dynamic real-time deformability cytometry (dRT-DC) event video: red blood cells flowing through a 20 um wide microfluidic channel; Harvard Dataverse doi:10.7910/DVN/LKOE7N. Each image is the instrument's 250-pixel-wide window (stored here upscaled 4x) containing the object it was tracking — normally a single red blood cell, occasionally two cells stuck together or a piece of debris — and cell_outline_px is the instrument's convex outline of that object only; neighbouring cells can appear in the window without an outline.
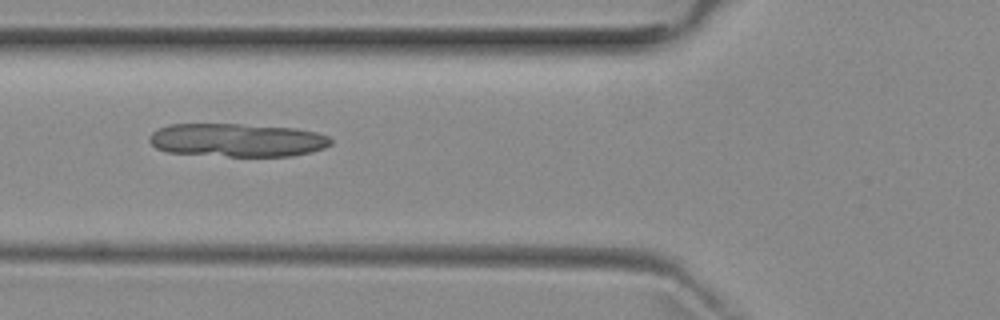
{"species": "common noctule bat (a hibernating species)", "species_latin": "Nyctalus noctula", "temperature_condition": "room temperature", "stored_images_in_passage": 6, "camera_frame_rate_fps": 3000, "um_per_image_px": 0.085, "animal": {"sex": "female", "body_mass_g": 29.2, "forearm_length_mm": 56.3}, "frame": {"image": 1, "passage_image": 5, "time_ms": 4.667, "image_size_px": [1000, 320], "cell_outline_px": [[332, 144], [324, 148], [312, 152], [292, 156], [228, 156], [168, 152], [156, 148], [148, 140], [152, 132], [168, 124], [240, 124], [296, 128], [316, 132], [328, 136], [332, 140]], "centroid_in_image_um": [20.18, 11.91], "position_along_channel_um": 105.6, "area_um2": 35.32}}
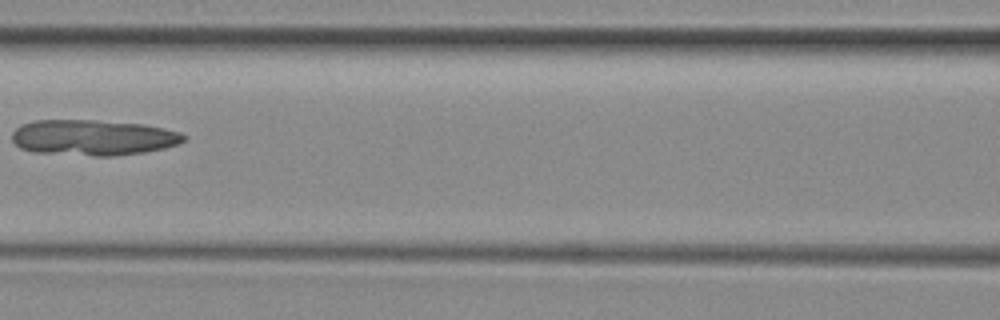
{"frame": {"image": 2, "passage_image": 6, "time_ms": 6.0, "image_size_px": [1000, 320], "cell_outline_px": [[188, 136], [184, 140], [176, 144], [164, 148], [144, 152], [116, 156], [92, 156], [36, 152], [20, 148], [12, 140], [12, 132], [16, 128], [24, 124], [36, 120], [92, 120], [144, 124], [164, 128], [180, 132]], "centroid_in_image_um": [7.93, 11.69], "position_along_channel_um": 158.7, "area_um2": 35.72}}